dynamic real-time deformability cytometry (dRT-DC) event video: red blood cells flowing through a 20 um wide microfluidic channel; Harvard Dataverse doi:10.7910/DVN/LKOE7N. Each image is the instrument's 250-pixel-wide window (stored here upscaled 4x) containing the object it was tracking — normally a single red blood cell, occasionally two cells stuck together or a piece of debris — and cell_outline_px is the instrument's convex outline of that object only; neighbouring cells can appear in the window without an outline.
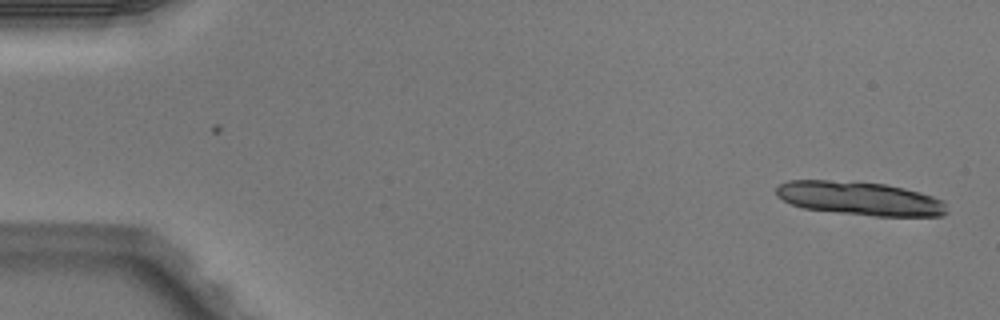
{"species": "Egyptian fruit bat (a non-hibernating species)", "species_latin": "Rousettus aegyptiacus", "temperature_condition": "warm", "stored_images_in_passage": 13, "camera_frame_rate_fps": 3000, "um_per_image_px": 0.085, "animal": {"sex": "male"}, "frame": {"image": 1, "passage_image": 1, "time_ms": 0.0, "image_size_px": [1000, 320], "cell_outline_px": [[948, 212], [940, 216], [876, 216], [804, 208], [792, 204], [776, 196], [776, 188], [780, 184], [788, 180], [828, 180], [884, 184], [904, 188], [920, 192], [932, 196], [940, 200], [944, 204]], "centroid_in_image_um": [73.07, 16.86], "position_along_channel_um": 11.9, "area_um2": 33.0}}